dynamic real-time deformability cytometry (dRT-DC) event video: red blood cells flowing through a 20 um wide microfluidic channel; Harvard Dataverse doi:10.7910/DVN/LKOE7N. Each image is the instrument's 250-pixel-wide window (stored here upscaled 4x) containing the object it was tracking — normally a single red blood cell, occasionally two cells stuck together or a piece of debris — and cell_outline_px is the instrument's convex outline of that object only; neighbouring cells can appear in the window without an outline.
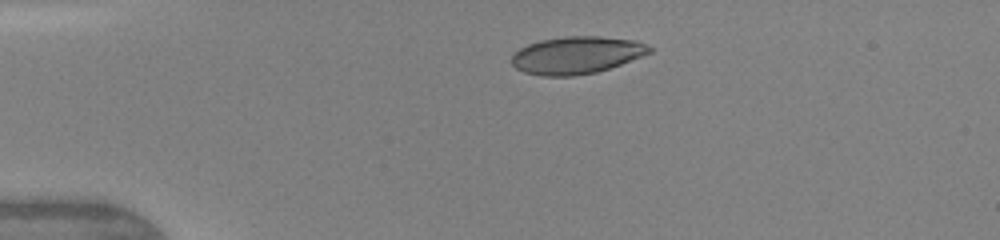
{"species": "human", "species_latin": "Homo sapiens", "temperature_condition": "warm", "stored_images_in_passage": 10, "camera_frame_rate_fps": 3000, "um_per_image_px": 0.085, "donor": {"sex": "female"}, "frame": {"image": 1, "passage_image": 4, "time_ms": 2.667, "image_size_px": [1000, 240], "cell_outline_px": [[652, 52], [620, 64], [596, 72], [572, 76], [544, 76], [524, 72], [516, 68], [512, 64], [512, 56], [520, 48], [528, 44], [540, 40], [568, 36], [596, 36], [632, 40], [644, 44], [652, 48]], "centroid_in_image_um": [48.98, 4.69], "position_along_channel_um": 36.0, "area_um2": 29.59}}
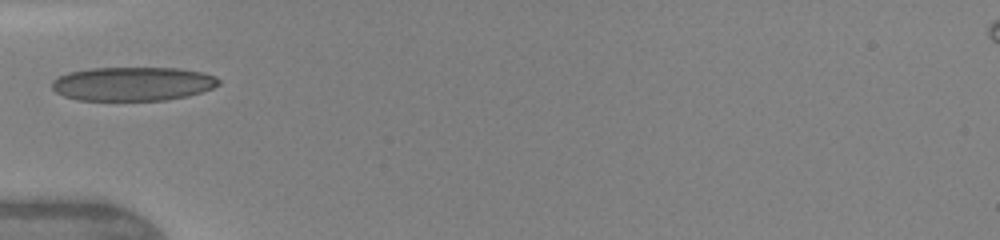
{"frame": {"image": 2, "passage_image": 6, "time_ms": 4.667, "image_size_px": [1000, 240], "cell_outline_px": [[220, 84], [212, 88], [188, 96], [164, 100], [80, 100], [64, 96], [56, 92], [52, 88], [52, 80], [68, 72], [92, 68], [176, 68], [204, 72], [216, 76], [220, 80]], "centroid_in_image_um": [11.3, 7.12], "position_along_channel_um": 73.7, "area_um2": 32.95}}
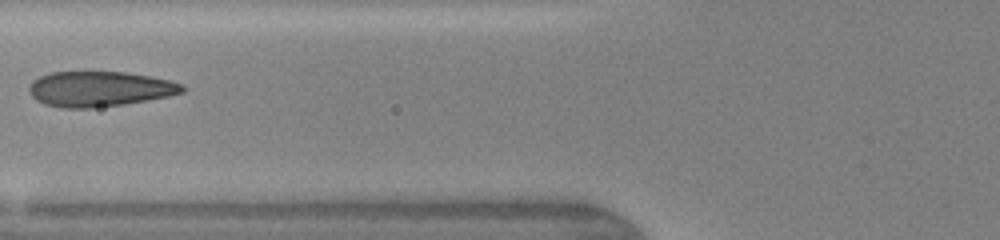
{"frame": {"image": 3, "passage_image": 7, "time_ms": 5.667, "image_size_px": [1000, 240], "cell_outline_px": [[184, 92], [168, 96], [148, 100], [124, 104], [92, 108], [60, 108], [44, 104], [36, 100], [28, 92], [28, 88], [32, 80], [40, 76], [52, 72], [124, 72], [148, 76], [168, 80], [180, 84], [184, 88]], "centroid_in_image_um": [8.4, 7.57], "position_along_channel_um": 117.4, "area_um2": 31.39}}